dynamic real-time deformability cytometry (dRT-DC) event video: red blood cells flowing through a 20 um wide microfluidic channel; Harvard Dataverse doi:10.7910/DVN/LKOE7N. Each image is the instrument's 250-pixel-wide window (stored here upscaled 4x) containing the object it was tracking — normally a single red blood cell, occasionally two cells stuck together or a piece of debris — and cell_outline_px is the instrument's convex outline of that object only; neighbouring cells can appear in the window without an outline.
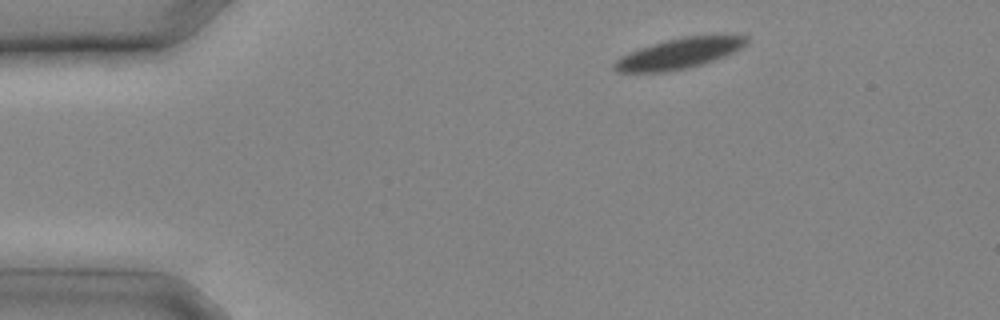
{"species": "common noctule bat (a hibernating species)", "species_latin": "Nyctalus noctula", "temperature_condition": "cold", "stored_images_in_passage": 5, "camera_frame_rate_fps": 3000, "um_per_image_px": 0.085, "animal": {"sex": "male", "body_mass_g": 20.4}, "frame": {"image": 1, "passage_image": 1, "time_ms": 0.0, "image_size_px": [1000, 320], "cell_outline_px": [[748, 44], [744, 48], [724, 56], [700, 64], [668, 72], [616, 72], [612, 68], [612, 64], [620, 56], [640, 48], [664, 40], [684, 36], [748, 36]], "centroid_in_image_um": [57.69, 4.55], "position_along_channel_um": 27.3, "area_um2": 23.29}}